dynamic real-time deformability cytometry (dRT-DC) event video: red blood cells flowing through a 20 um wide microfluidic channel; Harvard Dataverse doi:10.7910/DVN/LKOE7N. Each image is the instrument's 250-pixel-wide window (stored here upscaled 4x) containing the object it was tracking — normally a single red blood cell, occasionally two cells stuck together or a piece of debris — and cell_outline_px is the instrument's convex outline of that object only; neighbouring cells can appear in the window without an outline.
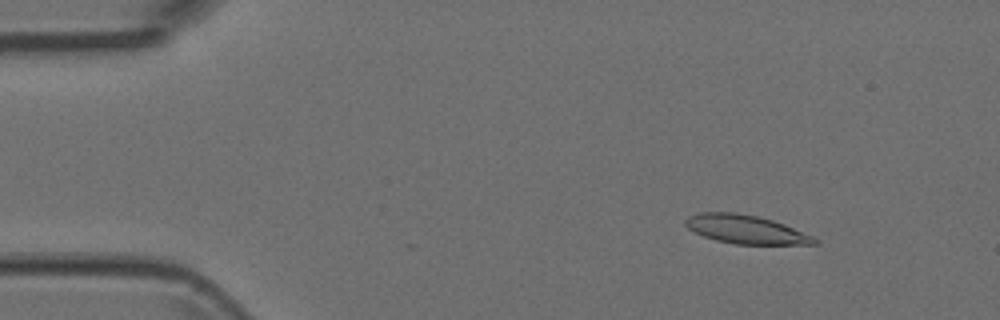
{"species": "Egyptian fruit bat (a non-hibernating species)", "species_latin": "Rousettus aegyptiacus", "temperature_condition": "room temperature", "stored_images_in_passage": 6, "camera_frame_rate_fps": 3000, "um_per_image_px": 0.085, "animal": {"sex": "female"}, "frame": {"image": 1, "passage_image": 2, "time_ms": 0.333, "image_size_px": [1000, 320], "cell_outline_px": [[820, 244], [736, 244], [716, 240], [704, 236], [688, 228], [684, 224], [684, 220], [688, 216], [700, 212], [736, 212], [760, 216], [784, 224], [812, 236], [820, 240]], "centroid_in_image_um": [63.39, 19.49], "position_along_channel_um": 21.6, "area_um2": 21.5}}
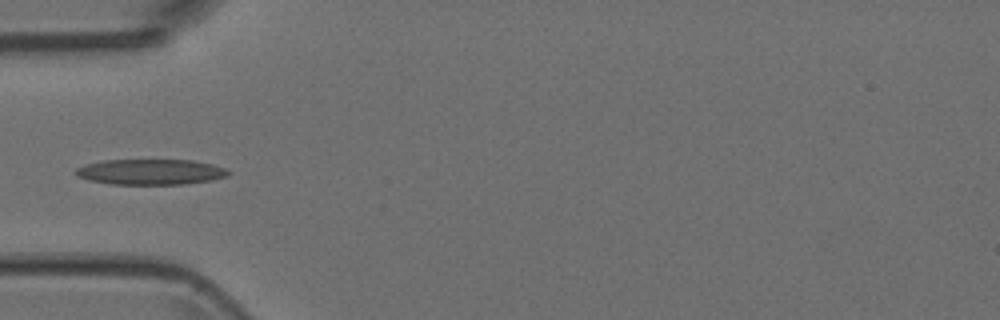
{"frame": {"image": 2, "passage_image": 5, "time_ms": 1.333, "image_size_px": [1000, 320], "cell_outline_px": [[232, 172], [228, 176], [212, 180], [184, 184], [108, 184], [88, 180], [76, 176], [72, 172], [76, 168], [84, 164], [100, 160], [192, 160], [212, 164], [224, 168]], "centroid_in_image_um": [12.75, 14.61], "position_along_channel_um": 72.3, "area_um2": 23.0}}
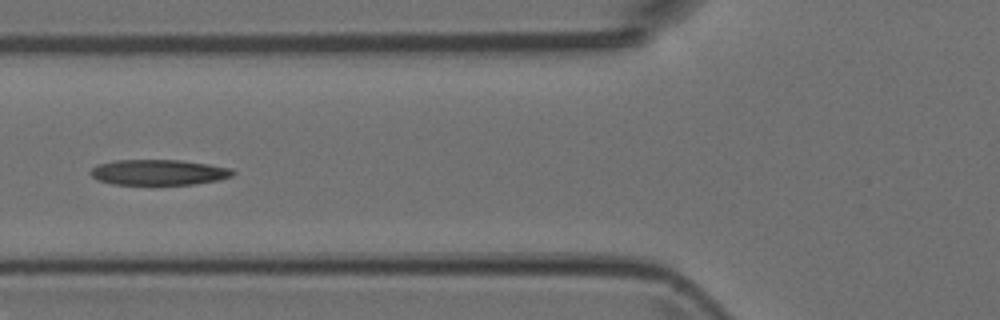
{"frame": {"image": 3, "passage_image": 6, "time_ms": 1.667, "image_size_px": [1000, 320], "cell_outline_px": [[236, 172], [232, 176], [220, 180], [196, 184], [112, 184], [96, 180], [88, 172], [96, 164], [116, 160], [180, 160], [208, 164], [232, 168]], "centroid_in_image_um": [13.48, 14.64], "position_along_channel_um": 112.3, "area_um2": 21.33}}